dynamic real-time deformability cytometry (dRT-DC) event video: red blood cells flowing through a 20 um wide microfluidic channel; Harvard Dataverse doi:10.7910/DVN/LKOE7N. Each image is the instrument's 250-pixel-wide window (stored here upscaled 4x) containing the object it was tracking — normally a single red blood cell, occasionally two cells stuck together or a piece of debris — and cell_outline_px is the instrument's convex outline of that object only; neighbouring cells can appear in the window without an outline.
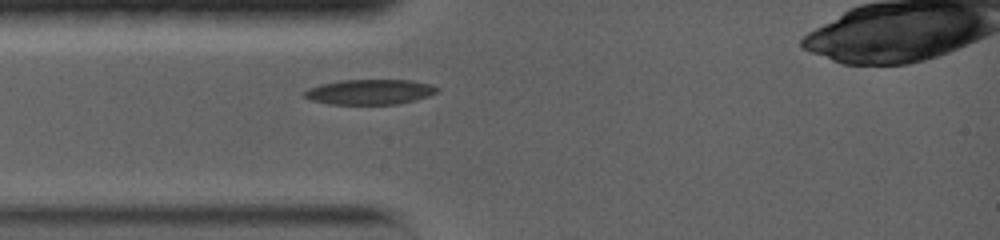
{"species": "common noctule bat (a hibernating species)", "species_latin": "Nyctalus noctula", "temperature_condition": "warm", "stored_images_in_passage": 1, "camera_frame_rate_fps": 5000, "um_per_image_px": 0.085, "animal": {"sex": "female", "body_mass_g": 19.0, "forearm_length_mm": 56.7}, "frame": {"image": 1, "passage_image": 1, "time_ms": 0.0, "image_size_px": [1000, 240], "cell_outline_px": [[440, 88], [436, 92], [428, 96], [416, 100], [400, 104], [328, 104], [312, 100], [304, 96], [300, 92], [308, 88], [320, 84], [340, 80], [412, 80], [432, 84]], "centroid_in_image_um": [31.43, 7.81], "position_along_channel_um": 53.6, "area_um2": 19.65}}